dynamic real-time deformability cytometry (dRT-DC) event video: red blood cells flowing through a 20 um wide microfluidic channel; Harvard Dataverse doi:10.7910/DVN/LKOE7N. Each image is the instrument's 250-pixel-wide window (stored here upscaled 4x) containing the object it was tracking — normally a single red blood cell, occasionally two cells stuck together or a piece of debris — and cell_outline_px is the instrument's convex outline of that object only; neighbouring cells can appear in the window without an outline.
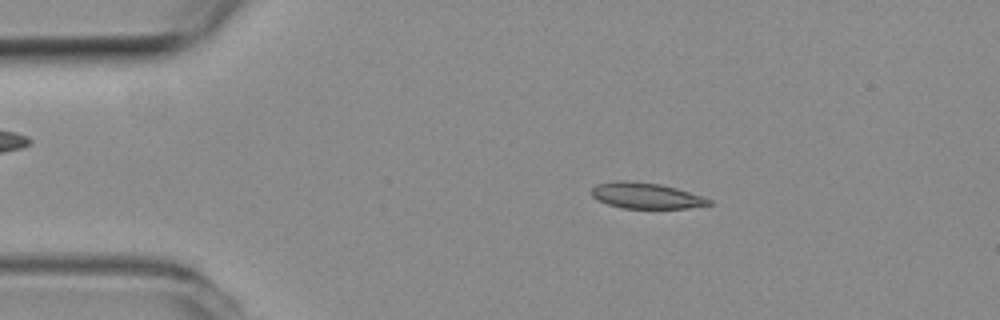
{"species": "common noctule bat (a hibernating species)", "species_latin": "Nyctalus noctula", "temperature_condition": "room temperature", "stored_images_in_passage": 38, "camera_frame_rate_fps": 3000, "um_per_image_px": 0.085, "animal": {"sex": "female", "body_mass_g": 19.3, "forearm_length_mm": 54.1}, "frame": {"image": 1, "passage_image": 9, "time_ms": 2.667, "image_size_px": [1000, 320], "cell_outline_px": [[712, 204], [688, 208], [624, 208], [608, 204], [592, 196], [592, 188], [596, 184], [616, 180], [628, 180], [660, 184], [676, 188], [712, 200]], "centroid_in_image_um": [54.89, 16.62], "position_along_channel_um": 30.1, "area_um2": 17.51}}
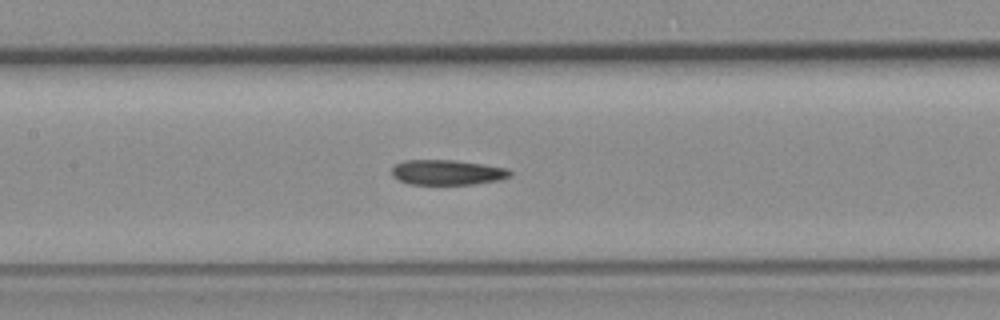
{"frame": {"image": 2, "passage_image": 24, "time_ms": 7.667, "image_size_px": [1000, 320], "cell_outline_px": [[512, 176], [500, 180], [472, 184], [408, 184], [392, 176], [392, 168], [396, 164], [404, 160], [456, 160], [484, 164], [508, 168], [512, 172]], "centroid_in_image_um": [38.05, 14.64], "position_along_channel_um": 169.3, "area_um2": 17.4}}
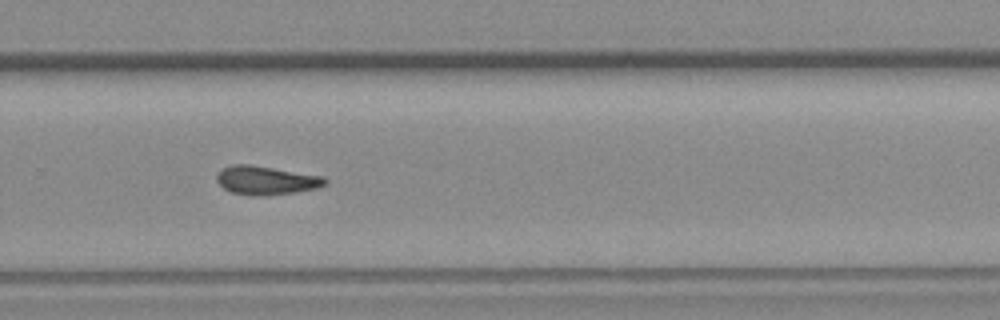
{"frame": {"image": 3, "passage_image": 35, "time_ms": 11.333, "image_size_px": [1000, 320], "cell_outline_px": [[328, 184], [320, 188], [296, 192], [260, 196], [248, 196], [232, 192], [224, 188], [216, 180], [216, 176], [224, 168], [232, 164], [252, 164], [324, 176], [328, 180]], "centroid_in_image_um": [22.68, 15.33], "position_along_channel_um": 307.1, "area_um2": 18.38}}